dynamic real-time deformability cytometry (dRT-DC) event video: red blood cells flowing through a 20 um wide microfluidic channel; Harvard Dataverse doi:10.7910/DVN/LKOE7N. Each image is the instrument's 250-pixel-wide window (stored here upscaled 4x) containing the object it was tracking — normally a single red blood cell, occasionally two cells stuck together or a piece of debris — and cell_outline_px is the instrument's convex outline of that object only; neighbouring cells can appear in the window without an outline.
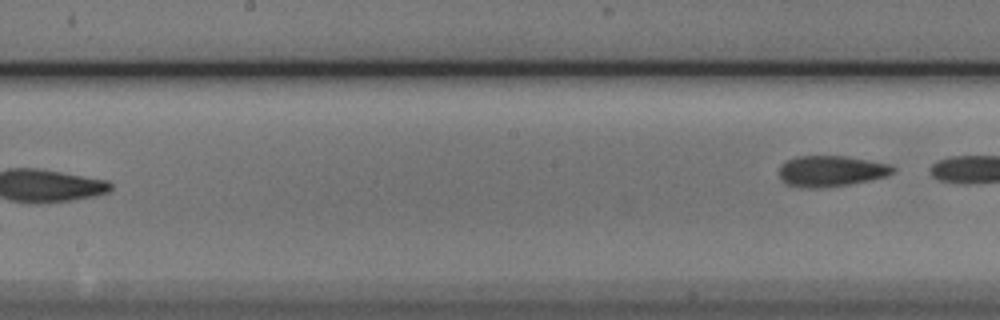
{"species": "Egyptian fruit bat (a non-hibernating species)", "species_latin": "Rousettus aegyptiacus", "temperature_condition": "cold", "stored_images_in_passage": 7, "segment_of_instrument_passage": [2, 2], "camera_frame_rate_fps": 3000, "um_per_image_px": 0.085, "animal": {"sex": "male"}, "frame": {"image": 1, "passage_image": 7, "time_ms": 2.0, "image_size_px": [1000, 320], "cell_outline_px": [[896, 172], [888, 176], [848, 184], [820, 188], [812, 188], [784, 184], [780, 180], [780, 164], [788, 160], [800, 156], [844, 156], [892, 164], [896, 168]], "centroid_in_image_um": [70.67, 14.54], "position_along_channel_um": 177.5, "area_um2": 20.52}}